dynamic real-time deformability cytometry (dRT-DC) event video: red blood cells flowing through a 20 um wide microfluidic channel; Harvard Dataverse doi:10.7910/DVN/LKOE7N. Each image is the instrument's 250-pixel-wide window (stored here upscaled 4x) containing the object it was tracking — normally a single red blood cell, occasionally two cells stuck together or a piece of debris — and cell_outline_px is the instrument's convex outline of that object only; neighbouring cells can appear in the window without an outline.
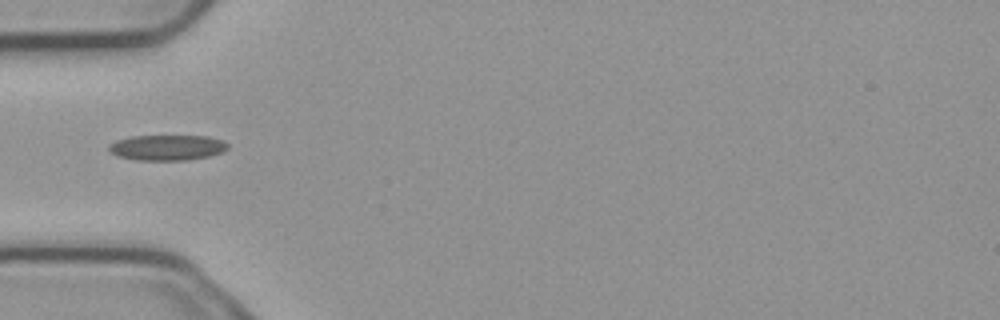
{"species": "common noctule bat (a hibernating species)", "species_latin": "Nyctalus noctula", "temperature_condition": "cold", "stored_images_in_passage": 7, "camera_frame_rate_fps": 3000, "um_per_image_px": 0.085, "animal": {"sex": "male", "body_mass_g": 23.1, "forearm_length_mm": 52.7}, "frame": {"image": 1, "passage_image": 3, "time_ms": 0.667, "image_size_px": [1000, 320], "cell_outline_px": [[228, 148], [224, 152], [208, 156], [188, 160], [136, 160], [116, 156], [108, 152], [108, 144], [116, 140], [132, 136], [208, 136], [224, 140], [228, 144]], "centroid_in_image_um": [14.19, 12.54], "position_along_channel_um": 70.8, "area_um2": 17.92}}
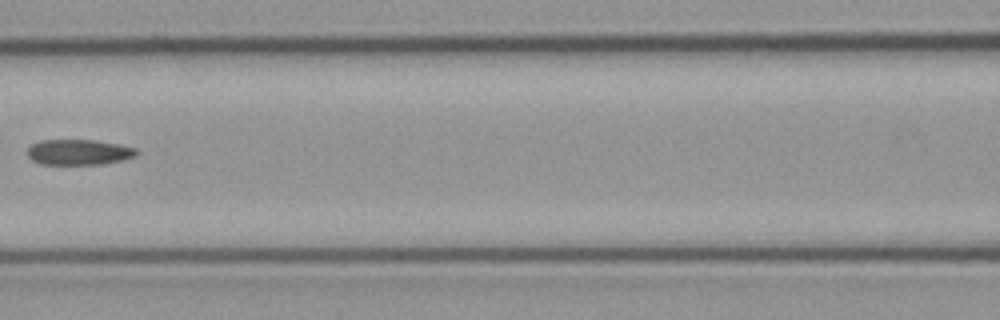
{"frame": {"image": 2, "passage_image": 5, "time_ms": 1.333, "image_size_px": [1000, 320], "cell_outline_px": [[140, 152], [136, 156], [104, 164], [40, 164], [32, 160], [28, 156], [28, 148], [32, 144], [40, 140], [96, 140], [120, 144], [136, 148]], "centroid_in_image_um": [6.72, 12.93], "position_along_channel_um": 159.9, "area_um2": 16.3}}
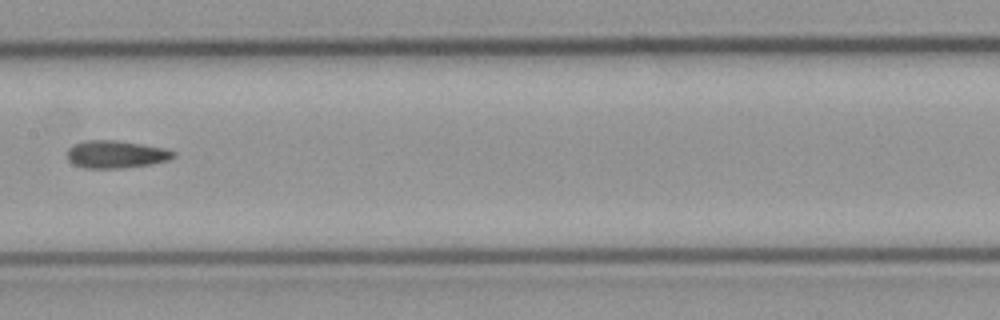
{"frame": {"image": 3, "passage_image": 6, "time_ms": 1.667, "image_size_px": [1000, 320], "cell_outline_px": [[176, 156], [168, 160], [148, 164], [120, 168], [84, 168], [68, 160], [68, 148], [84, 140], [116, 140], [164, 148], [176, 152]], "centroid_in_image_um": [9.86, 13.11], "position_along_channel_um": 197.5, "area_um2": 16.82}}